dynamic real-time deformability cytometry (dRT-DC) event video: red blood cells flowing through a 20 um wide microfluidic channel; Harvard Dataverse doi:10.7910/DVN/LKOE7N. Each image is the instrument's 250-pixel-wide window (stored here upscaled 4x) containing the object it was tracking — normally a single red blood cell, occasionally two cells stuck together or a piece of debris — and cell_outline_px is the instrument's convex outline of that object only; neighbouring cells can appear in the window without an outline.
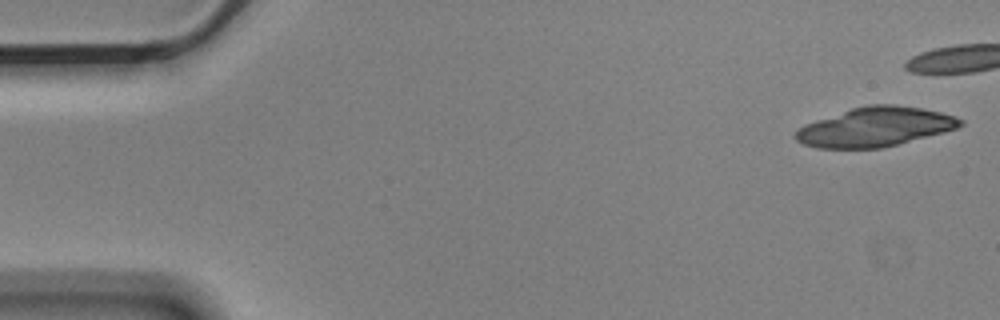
{"species": "Egyptian fruit bat (a non-hibernating species)", "species_latin": "Rousettus aegyptiacus", "temperature_condition": "cold", "stored_images_in_passage": 7, "camera_frame_rate_fps": 3000, "um_per_image_px": 0.085, "animal": {"sex": "male"}, "frame": {"image": 1, "passage_image": 1, "time_ms": 0.0, "image_size_px": [1000, 320], "cell_outline_px": [[964, 124], [956, 128], [944, 132], [880, 148], [816, 148], [804, 144], [796, 140], [796, 132], [804, 124], [852, 108], [868, 104], [896, 104], [920, 108], [940, 112], [956, 116], [964, 120]], "centroid_in_image_um": [74.41, 10.78], "position_along_channel_um": 10.6, "area_um2": 37.4}}
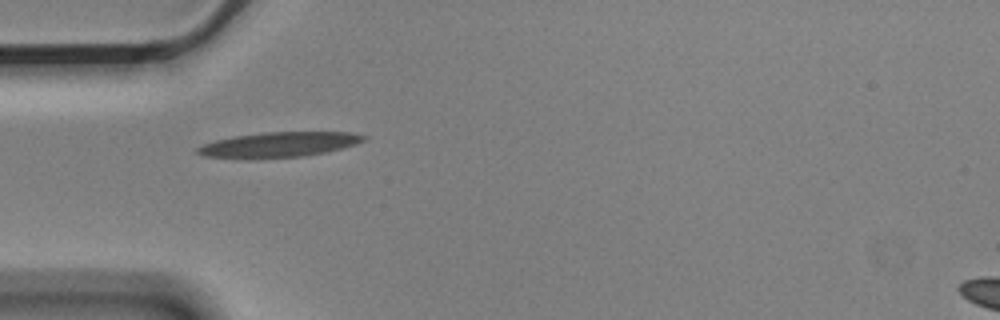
{"frame": {"image": 2, "passage_image": 6, "time_ms": 1.667, "image_size_px": [1000, 320], "cell_outline_px": [[368, 136], [364, 140], [356, 144], [324, 152], [300, 156], [256, 160], [248, 160], [204, 156], [196, 152], [196, 148], [204, 144], [216, 140], [236, 136], [264, 132], [352, 132]], "centroid_in_image_um": [23.65, 12.31], "position_along_channel_um": 61.3, "area_um2": 24.51}}
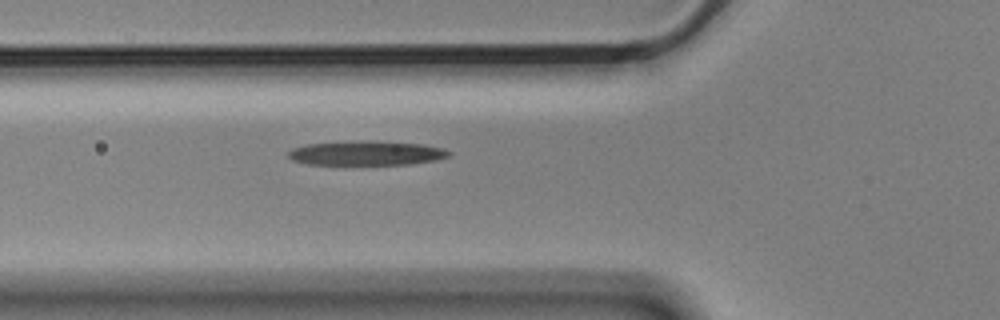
{"frame": {"image": 3, "passage_image": 7, "time_ms": 2.0, "image_size_px": [1000, 320], "cell_outline_px": [[452, 152], [448, 156], [436, 160], [412, 164], [308, 164], [292, 160], [288, 156], [288, 152], [292, 148], [308, 144], [360, 140], [424, 144], [444, 148]], "centroid_in_image_um": [31.16, 13.01], "position_along_channel_um": 94.6, "area_um2": 22.77}}